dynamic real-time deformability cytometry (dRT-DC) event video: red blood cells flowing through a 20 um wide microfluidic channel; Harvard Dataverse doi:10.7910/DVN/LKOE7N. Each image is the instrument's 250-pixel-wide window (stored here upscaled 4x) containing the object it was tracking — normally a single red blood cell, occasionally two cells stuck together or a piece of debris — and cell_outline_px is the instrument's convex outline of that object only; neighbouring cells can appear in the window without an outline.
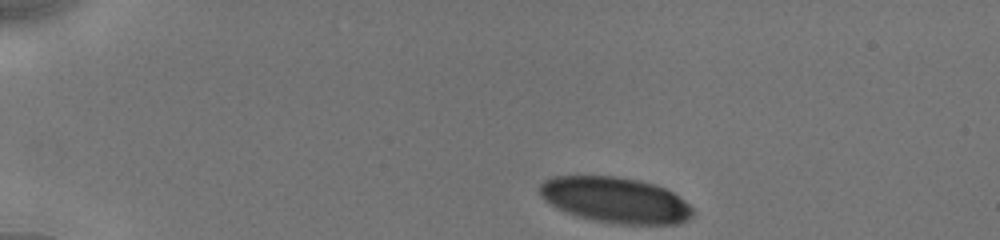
{"species": "human", "species_latin": "Homo sapiens", "temperature_condition": "cold", "stored_images_in_passage": 19, "camera_frame_rate_fps": 3000, "um_per_image_px": 0.085, "donor": {"sex": "male"}, "frame": {"image": 1, "passage_image": 1, "time_ms": 0.0, "image_size_px": [1000, 240], "cell_outline_px": [[692, 216], [688, 220], [680, 224], [620, 224], [592, 220], [556, 208], [544, 200], [540, 196], [540, 184], [544, 180], [552, 176], [616, 176], [640, 180], [656, 184], [672, 192], [684, 200], [692, 208]], "centroid_in_image_um": [52.31, 17.0], "position_along_channel_um": 32.7, "area_um2": 40.86}}
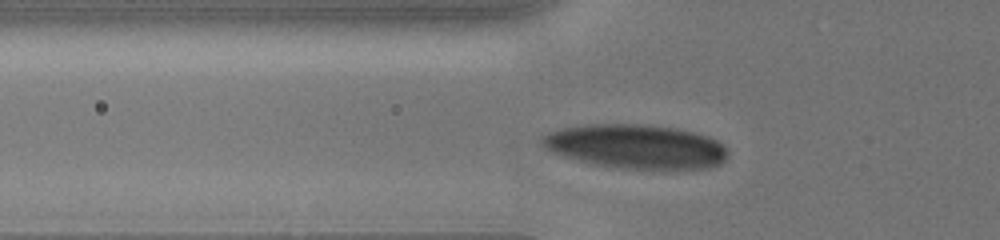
{"frame": {"image": 2, "passage_image": 14, "time_ms": 3.0, "image_size_px": [1000, 240], "cell_outline_px": [[728, 156], [720, 164], [712, 168], [664, 172], [620, 168], [592, 164], [560, 156], [552, 152], [544, 144], [540, 136], [548, 132], [564, 128], [588, 124], [640, 124], [676, 128], [708, 136], [716, 140], [728, 148]], "centroid_in_image_um": [54.13, 12.5], "position_along_channel_um": 71.7, "area_um2": 48.96}}
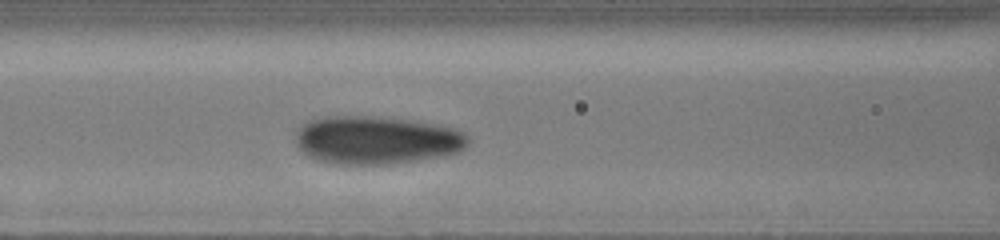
{"frame": {"image": 3, "passage_image": 19, "time_ms": 4.667, "image_size_px": [1000, 240], "cell_outline_px": [[472, 140], [464, 148], [456, 152], [436, 156], [388, 164], [336, 164], [316, 160], [308, 156], [296, 144], [296, 132], [308, 120], [324, 116], [372, 116], [416, 120], [440, 124], [464, 132]], "centroid_in_image_um": [31.99, 11.88], "position_along_channel_um": 134.6, "area_um2": 48.38}}